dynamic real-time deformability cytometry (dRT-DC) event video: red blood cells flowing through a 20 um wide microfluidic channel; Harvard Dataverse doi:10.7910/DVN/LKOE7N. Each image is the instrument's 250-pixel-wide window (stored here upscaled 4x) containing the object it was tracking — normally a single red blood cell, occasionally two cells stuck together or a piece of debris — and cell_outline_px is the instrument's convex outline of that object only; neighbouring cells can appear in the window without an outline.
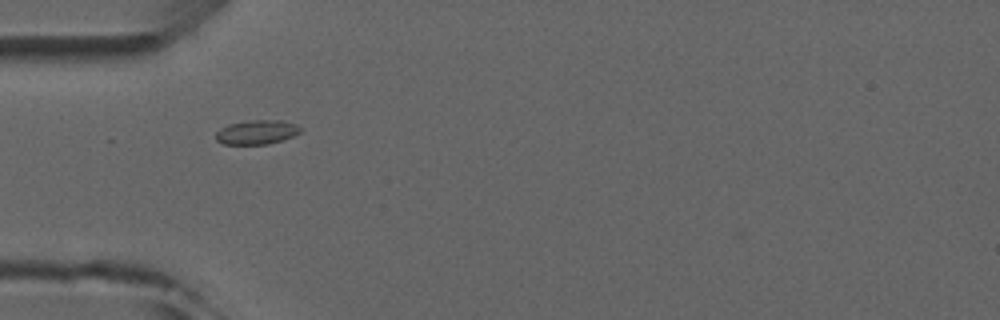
{"species": "common noctule bat (a hibernating species)", "species_latin": "Nyctalus noctula", "temperature_condition": "room temperature", "stored_images_in_passage": 4, "camera_frame_rate_fps": 3000, "um_per_image_px": 0.085, "animal": {"sex": "male", "forearm_length_mm": 52.5}, "frame": {"image": 1, "passage_image": 1, "time_ms": 0.0, "image_size_px": [1000, 320], "cell_outline_px": [[300, 132], [292, 136], [268, 144], [224, 144], [216, 140], [216, 132], [220, 128], [228, 124], [252, 120], [280, 120], [296, 124], [300, 128]], "centroid_in_image_um": [21.79, 11.23], "position_along_channel_um": 63.2, "area_um2": 11.79}}
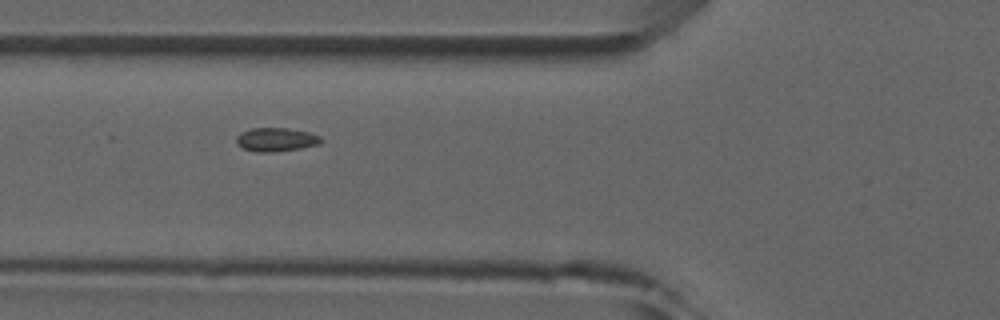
{"frame": {"image": 2, "passage_image": 2, "time_ms": 1.0, "image_size_px": [1000, 320], "cell_outline_px": [[324, 140], [320, 144], [300, 148], [272, 152], [256, 152], [244, 148], [236, 144], [236, 136], [240, 132], [252, 128], [288, 128], [308, 132], [320, 136]], "centroid_in_image_um": [23.46, 11.86], "position_along_channel_um": 102.3, "area_um2": 11.73}}
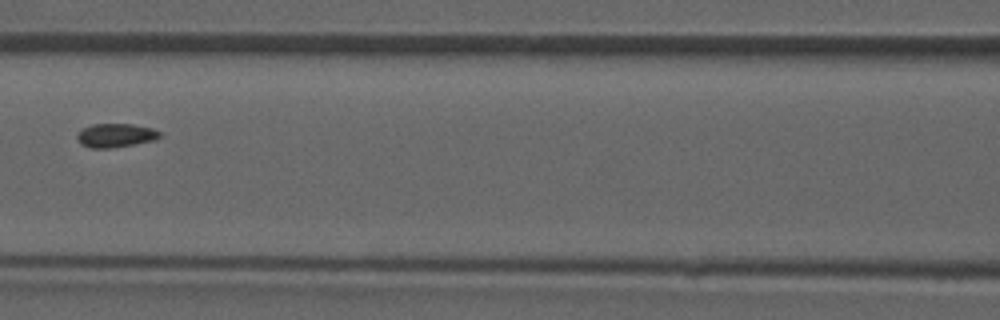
{"frame": {"image": 3, "passage_image": 3, "time_ms": 2.333, "image_size_px": [1000, 320], "cell_outline_px": [[160, 136], [156, 140], [112, 148], [88, 148], [80, 144], [76, 136], [84, 128], [92, 124], [132, 124], [152, 128], [160, 132]], "centroid_in_image_um": [9.83, 11.52], "position_along_channel_um": 156.8, "area_um2": 11.44}}